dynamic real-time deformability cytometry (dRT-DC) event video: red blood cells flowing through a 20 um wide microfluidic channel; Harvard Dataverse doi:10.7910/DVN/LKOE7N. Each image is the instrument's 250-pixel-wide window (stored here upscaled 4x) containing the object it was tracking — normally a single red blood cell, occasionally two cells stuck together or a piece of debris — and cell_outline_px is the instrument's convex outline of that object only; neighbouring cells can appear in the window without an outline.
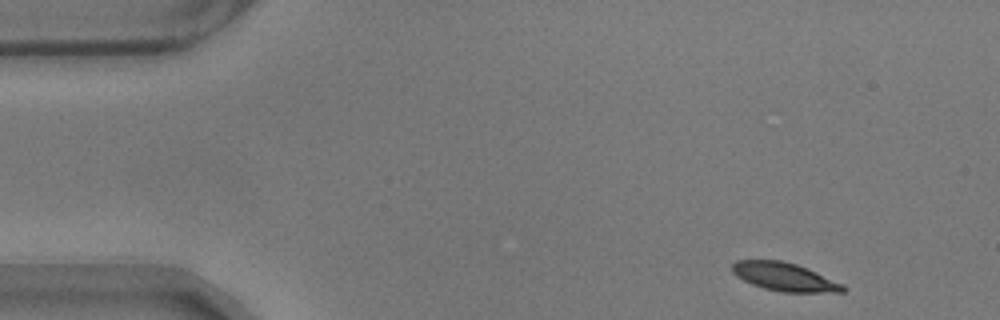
{"species": "common noctule bat (a hibernating species)", "species_latin": "Nyctalus noctula", "temperature_condition": "warm", "stored_images_in_passage": 53, "camera_frame_rate_fps": 3000, "um_per_image_px": 0.085, "animal": {"sex": "male", "body_mass_g": 17.9}, "frame": {"image": 1, "passage_image": 1, "time_ms": 0.0, "image_size_px": [1000, 320], "cell_outline_px": [[848, 288], [844, 292], [784, 292], [764, 288], [752, 284], [736, 276], [732, 272], [732, 264], [736, 260], [780, 260], [796, 264], [844, 284]], "centroid_in_image_um": [66.69, 23.53], "position_along_channel_um": 18.3, "area_um2": 18.15}}
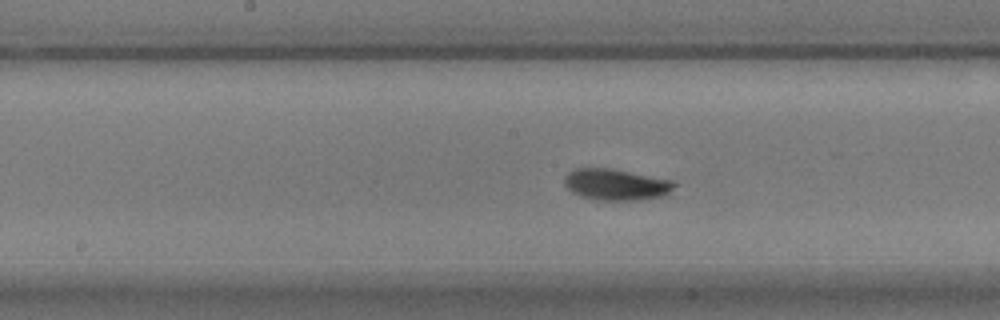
{"frame": {"image": 2, "passage_image": 24, "time_ms": 7.667, "image_size_px": [1000, 320], "cell_outline_px": [[676, 184], [672, 196], [640, 200], [596, 200], [580, 196], [572, 192], [564, 184], [564, 176], [568, 172], [576, 168], [612, 168], [672, 180]], "centroid_in_image_um": [52.43, 15.7], "position_along_channel_um": 195.8, "area_um2": 20.58}}
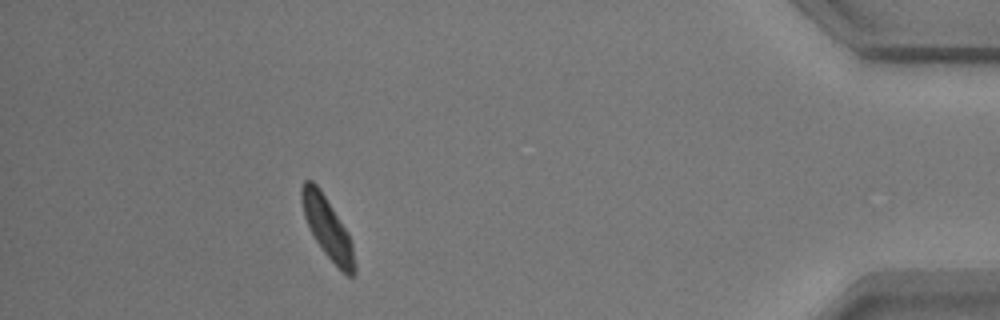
{"frame": {"image": 3, "passage_image": 47, "time_ms": 15.333, "image_size_px": [1000, 320], "cell_outline_px": [[356, 272], [352, 276], [348, 276], [324, 252], [316, 240], [304, 216], [300, 200], [300, 188], [304, 180], [312, 180], [320, 188], [348, 232], [352, 244], [356, 264]], "centroid_in_image_um": [27.83, 19.32], "position_along_channel_um": 407.4, "area_um2": 18.61}, "authors_computed_cell_mechanics": {"area_um2": 18.9006, "velocity_mm_per_s": 3.475, "shape_relaxation_time_tau1_ms": 1.6147, "shape_relaxation_time_tau2_ms": null, "deformation_change_tau1": 0.1085, "deformation_change_tau2": null}}